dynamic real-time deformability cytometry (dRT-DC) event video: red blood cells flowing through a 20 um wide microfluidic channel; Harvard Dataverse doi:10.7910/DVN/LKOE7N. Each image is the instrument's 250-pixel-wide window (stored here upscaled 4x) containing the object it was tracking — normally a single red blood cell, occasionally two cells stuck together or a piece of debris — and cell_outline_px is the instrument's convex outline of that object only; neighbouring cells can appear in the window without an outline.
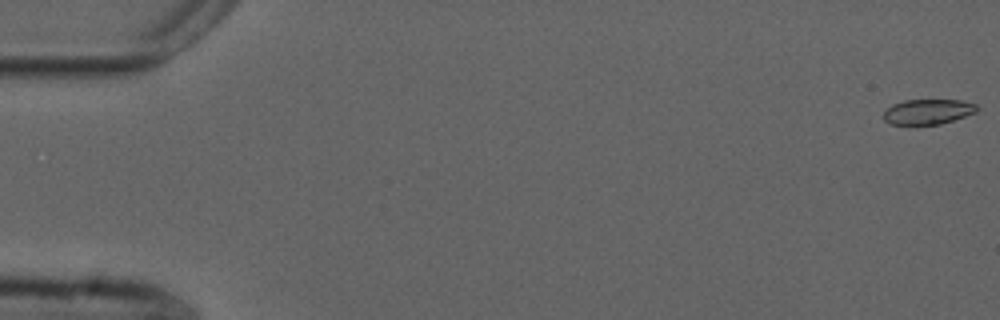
{"species": "common noctule bat (a hibernating species)", "species_latin": "Nyctalus noctula", "temperature_condition": "cold", "stored_images_in_passage": 55, "camera_frame_rate_fps": 3000, "um_per_image_px": 0.085, "animal": {"sex": "male", "forearm_length_mm": 52.5}, "frame": {"image": 1, "passage_image": 1, "time_ms": 0.0, "image_size_px": [1000, 320], "cell_outline_px": [[980, 108], [976, 112], [940, 124], [892, 124], [884, 120], [884, 112], [892, 104], [904, 100], [960, 100], [976, 104]], "centroid_in_image_um": [78.88, 9.48], "position_along_channel_um": 6.1, "area_um2": 13.53}}
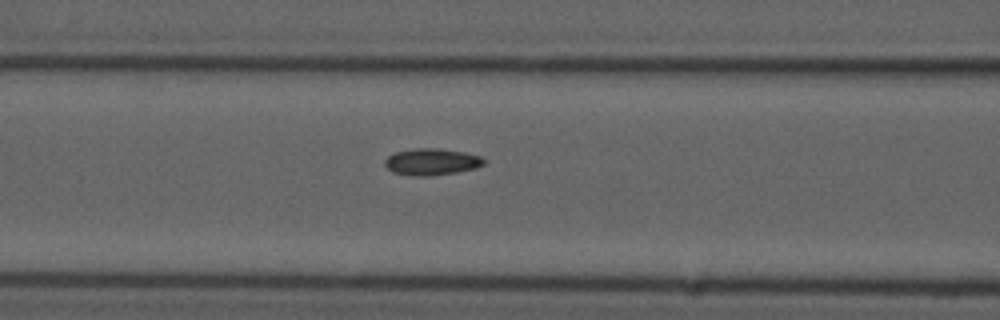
{"frame": {"image": 2, "passage_image": 23, "time_ms": 7.333, "image_size_px": [1000, 320], "cell_outline_px": [[484, 164], [476, 168], [456, 172], [428, 176], [412, 176], [392, 172], [384, 164], [384, 160], [388, 156], [396, 152], [416, 148], [436, 148], [464, 152], [480, 156], [484, 160]], "centroid_in_image_um": [36.67, 13.76], "position_along_channel_um": 129.9, "area_um2": 15.32}}
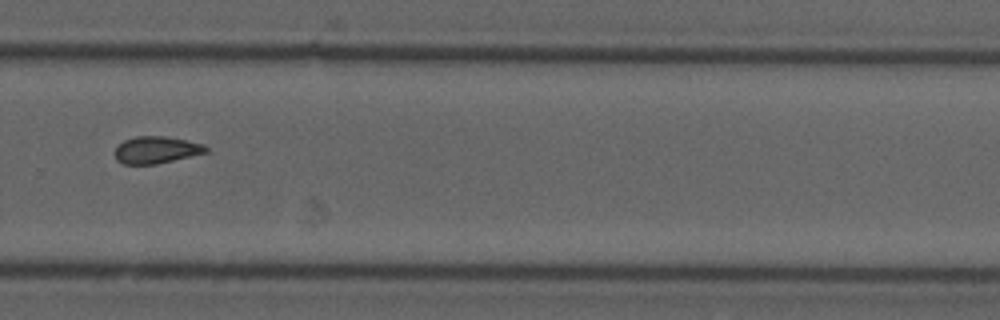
{"frame": {"image": 3, "passage_image": 38, "time_ms": 12.333, "image_size_px": [1000, 320], "cell_outline_px": [[208, 152], [156, 164], [124, 164], [116, 160], [116, 148], [124, 140], [136, 136], [164, 136], [204, 144], [208, 148]], "centroid_in_image_um": [13.29, 12.74], "position_along_channel_um": 316.5, "area_um2": 14.16}, "authors_computed_cell_mechanics": {"area_um2": 14.6812, "velocity_mm_per_s": 3.7446, "shape_relaxation_time_tau1_ms": null, "shape_relaxation_time_tau2_ms": 4.9959, "deformation_change_tau1": null, "deformation_change_tau2": 0.1037}}